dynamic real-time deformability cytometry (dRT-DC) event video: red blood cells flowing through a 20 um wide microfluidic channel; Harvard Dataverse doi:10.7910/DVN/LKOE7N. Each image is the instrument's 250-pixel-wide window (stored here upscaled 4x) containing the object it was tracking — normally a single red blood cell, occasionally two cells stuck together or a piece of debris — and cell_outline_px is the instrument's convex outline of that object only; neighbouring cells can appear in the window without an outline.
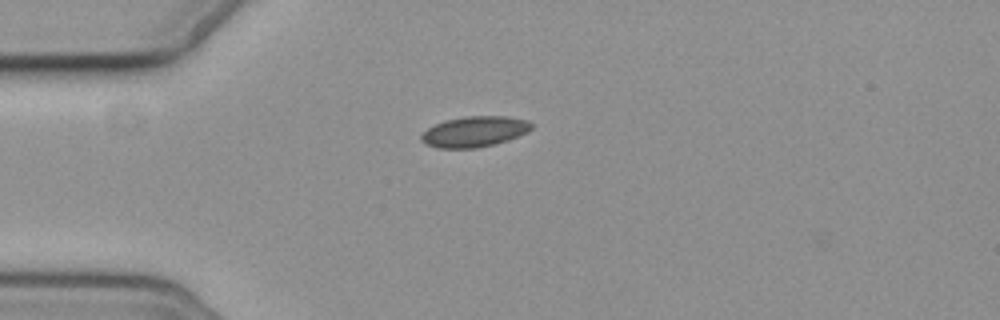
{"species": "common noctule bat (a hibernating species)", "species_latin": "Nyctalus noctula", "temperature_condition": "cold", "stored_images_in_passage": 3, "camera_frame_rate_fps": 3000, "um_per_image_px": 0.085, "animal": {"sex": "female", "body_mass_g": 19.3, "forearm_length_mm": 54.1}, "frame": {"image": 1, "passage_image": 1, "time_ms": 0.0, "image_size_px": [1000, 320], "cell_outline_px": [[532, 128], [528, 132], [508, 140], [476, 148], [436, 148], [424, 144], [420, 140], [420, 136], [428, 128], [444, 120], [464, 116], [504, 116], [528, 120], [532, 124]], "centroid_in_image_um": [40.31, 11.19], "position_along_channel_um": 44.7, "area_um2": 19.71}}
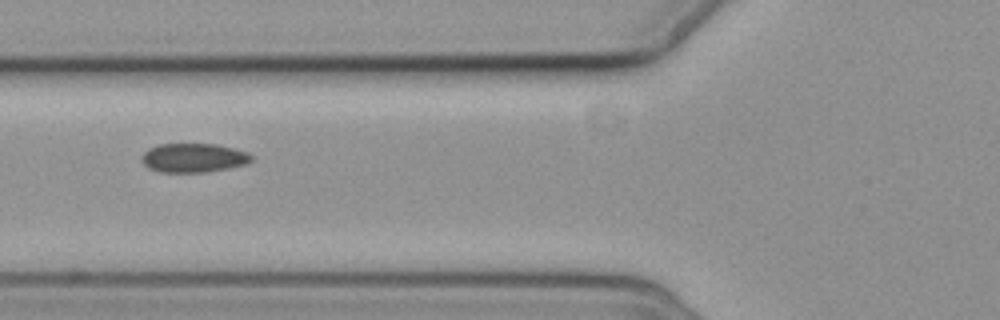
{"frame": {"image": 2, "passage_image": 3, "time_ms": 2.333, "image_size_px": [1000, 320], "cell_outline_px": [[252, 160], [244, 164], [228, 168], [208, 172], [160, 172], [148, 168], [140, 160], [140, 156], [148, 148], [160, 144], [216, 144], [248, 152], [252, 156]], "centroid_in_image_um": [16.41, 13.41], "position_along_channel_um": 109.4, "area_um2": 18.61}}